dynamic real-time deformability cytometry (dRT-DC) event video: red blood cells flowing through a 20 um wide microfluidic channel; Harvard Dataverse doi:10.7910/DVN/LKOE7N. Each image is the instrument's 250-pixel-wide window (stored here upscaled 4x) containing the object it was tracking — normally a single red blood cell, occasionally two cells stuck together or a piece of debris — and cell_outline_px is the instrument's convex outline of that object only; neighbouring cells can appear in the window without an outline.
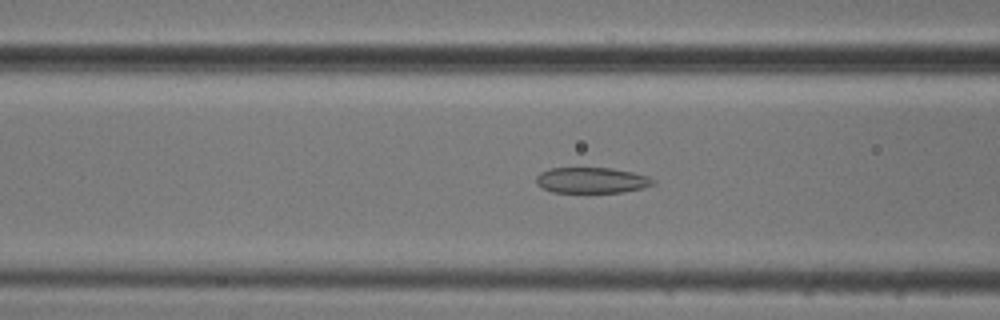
{"species": "common noctule bat (a hibernating species)", "species_latin": "Nyctalus noctula", "temperature_condition": "cold", "stored_images_in_passage": 54, "camera_frame_rate_fps": 3000, "um_per_image_px": 0.085, "animal": {"sex": "male", "body_mass_g": 20.5, "forearm_length_mm": 52.5}, "frame": {"image": 1, "passage_image": 21, "time_ms": 6.667, "image_size_px": [1000, 320], "cell_outline_px": [[656, 184], [644, 188], [624, 192], [552, 192], [536, 184], [536, 176], [540, 172], [552, 168], [612, 168], [632, 172], [648, 176], [656, 180]], "centroid_in_image_um": [50.33, 15.32], "position_along_channel_um": 116.3, "area_um2": 17.63}}
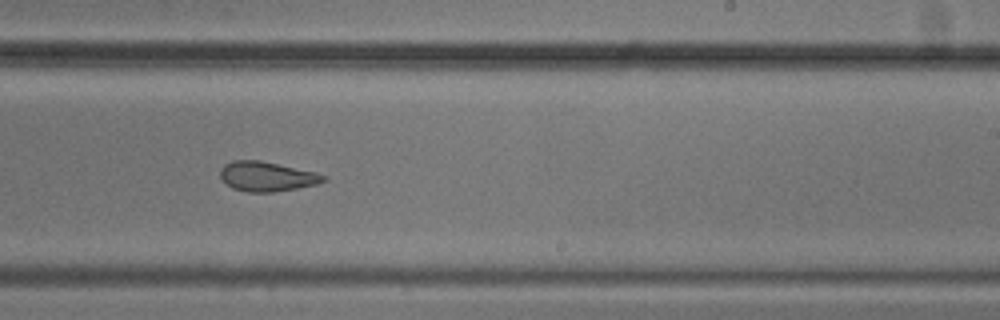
{"frame": {"image": 2, "passage_image": 33, "time_ms": 10.667, "image_size_px": [1000, 320], "cell_outline_px": [[328, 176], [324, 180], [316, 184], [296, 188], [272, 192], [248, 192], [232, 188], [220, 176], [220, 168], [224, 164], [232, 160], [260, 160], [316, 172]], "centroid_in_image_um": [22.66, 14.99], "position_along_channel_um": 266.3, "area_um2": 17.74}}
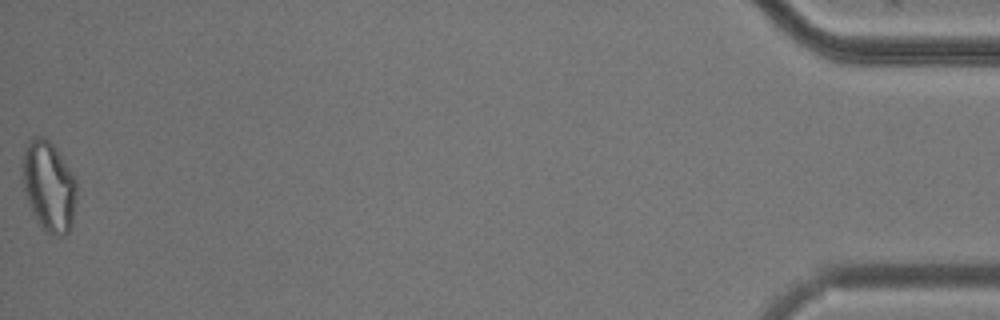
{"frame": {"image": 3, "passage_image": 54, "time_ms": 17.667, "image_size_px": [1000, 320], "cell_outline_px": [[76, 200], [72, 224], [68, 232], [64, 236], [56, 236], [44, 232], [36, 220], [32, 212], [24, 192], [20, 164], [24, 152], [32, 136], [44, 136], [56, 148], [76, 180]], "centroid_in_image_um": [4.13, 15.85], "position_along_channel_um": 431.1, "area_um2": 28.84}, "authors_computed_cell_mechanics": {"area_um2": 21.5883, "velocity_mm_per_s": 3.745, "shape_relaxation_time_tau1_ms": null, "shape_relaxation_time_tau2_ms": 2.7323, "deformation_change_tau1": null, "deformation_change_tau2": 0.0989}}